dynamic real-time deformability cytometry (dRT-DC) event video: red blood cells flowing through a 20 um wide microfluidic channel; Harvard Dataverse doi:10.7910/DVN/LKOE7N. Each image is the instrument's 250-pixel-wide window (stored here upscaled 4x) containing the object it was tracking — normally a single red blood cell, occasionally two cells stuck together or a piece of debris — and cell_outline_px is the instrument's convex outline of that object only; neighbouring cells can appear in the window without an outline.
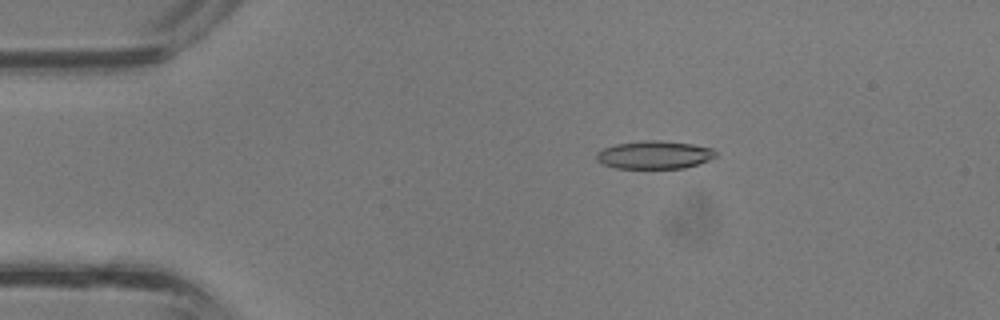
{"species": "common noctule bat (a hibernating species)", "species_latin": "Nyctalus noctula", "temperature_condition": "room temperature", "stored_images_in_passage": 35, "camera_frame_rate_fps": 3000, "um_per_image_px": 0.085, "animal": {"sex": "male", "body_mass_g": 13.3}, "frame": {"image": 1, "passage_image": 4, "time_ms": 1.0, "image_size_px": [1000, 320], "cell_outline_px": [[716, 156], [708, 160], [684, 168], [616, 168], [604, 164], [596, 160], [596, 152], [604, 148], [616, 144], [644, 140], [660, 140], [692, 144], [712, 148], [716, 152]], "centroid_in_image_um": [55.61, 13.16], "position_along_channel_um": 29.4, "area_um2": 19.36}}
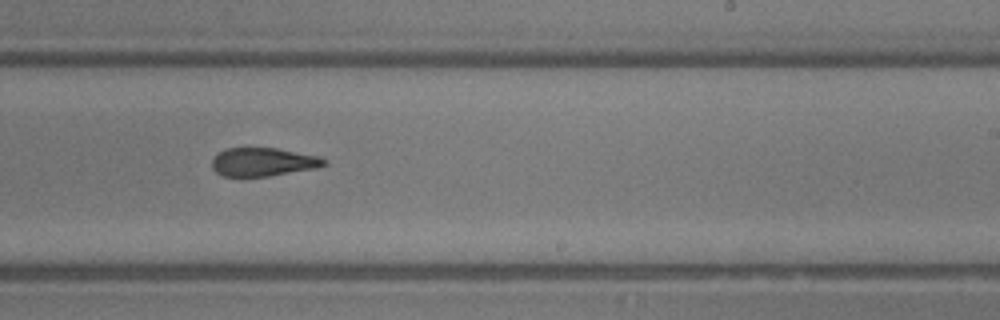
{"frame": {"image": 2, "passage_image": 20, "time_ms": 6.333, "image_size_px": [1000, 320], "cell_outline_px": [[328, 164], [316, 168], [268, 176], [224, 176], [216, 172], [212, 168], [212, 156], [224, 148], [276, 148], [320, 156], [328, 160]], "centroid_in_image_um": [22.36, 13.75], "position_along_channel_um": 266.6, "area_um2": 18.73}}
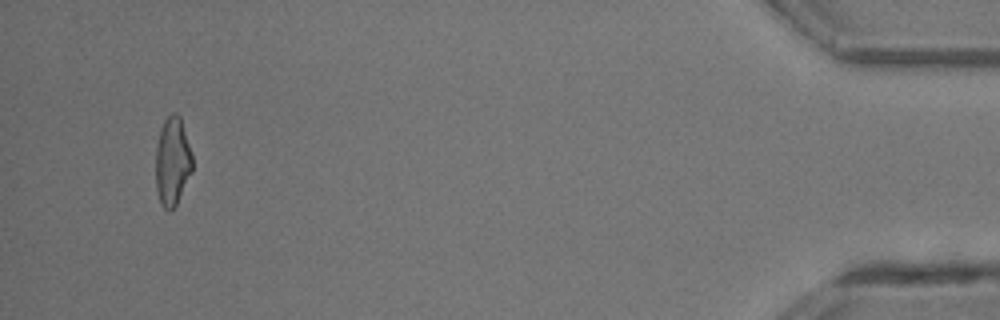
{"frame": {"image": 3, "passage_image": 33, "time_ms": 10.667, "image_size_px": [1000, 320], "cell_outline_px": [[192, 172], [176, 204], [172, 208], [164, 208], [160, 204], [156, 188], [156, 148], [160, 132], [164, 120], [172, 112], [176, 112], [180, 116], [192, 152]], "centroid_in_image_um": [14.66, 13.69], "position_along_channel_um": 420.5, "area_um2": 18.79}}